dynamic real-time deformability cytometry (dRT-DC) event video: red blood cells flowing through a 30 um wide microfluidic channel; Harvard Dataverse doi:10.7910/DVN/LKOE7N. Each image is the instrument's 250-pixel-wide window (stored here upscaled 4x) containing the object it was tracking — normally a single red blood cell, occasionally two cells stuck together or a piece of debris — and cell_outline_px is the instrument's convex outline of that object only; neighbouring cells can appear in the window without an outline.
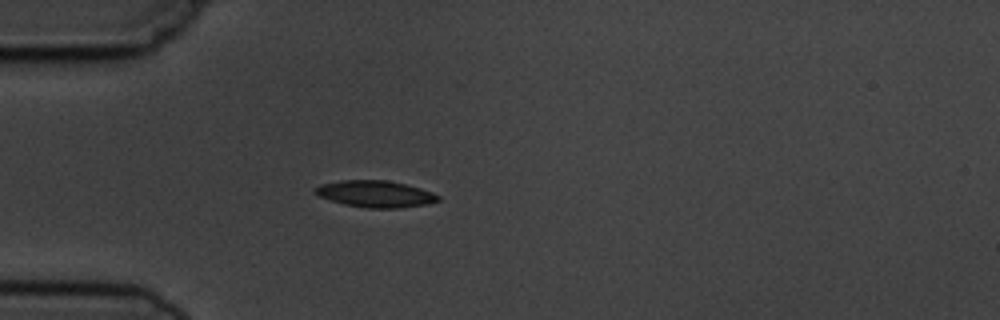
{"species": "common noctule bat (a hibernating species)", "species_latin": "Nyctalus noctula", "temperature_condition": "cold", "stored_images_in_passage": 5, "camera_frame_rate_fps": 3000, "um_per_image_px": 0.085, "animal": {"sex": "male", "body_mass_g": 19.5, "forearm_length_mm": 54.6}, "frame": {"image": 1, "passage_image": 5, "time_ms": 4.667, "image_size_px": [1000, 320], "cell_outline_px": [[440, 200], [424, 204], [400, 208], [368, 208], [344, 204], [320, 196], [312, 192], [320, 184], [340, 180], [388, 180], [420, 188], [432, 192], [440, 196]], "centroid_in_image_um": [31.9, 16.47], "position_along_channel_um": 53.1, "area_um2": 18.96}}